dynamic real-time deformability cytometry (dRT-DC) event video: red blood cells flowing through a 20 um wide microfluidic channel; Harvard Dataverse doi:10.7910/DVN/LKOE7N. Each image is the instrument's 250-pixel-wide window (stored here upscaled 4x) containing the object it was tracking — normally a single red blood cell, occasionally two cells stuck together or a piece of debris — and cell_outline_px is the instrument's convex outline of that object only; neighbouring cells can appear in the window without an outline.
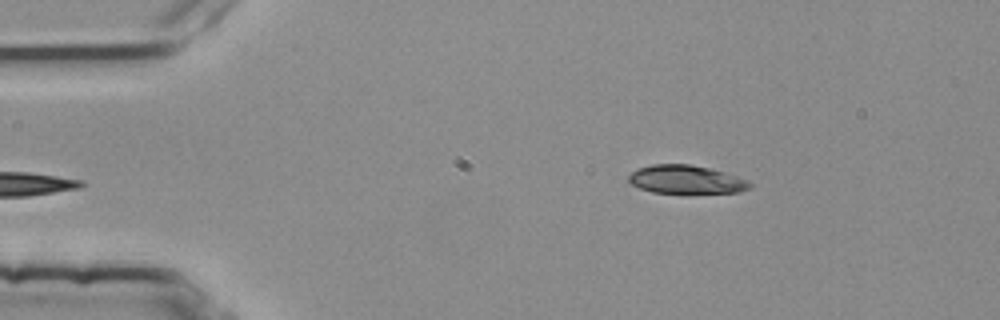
{"species": "common noctule bat (a hibernating species)", "species_latin": "Nyctalus noctula", "temperature_condition": "room temperature", "stored_images_in_passage": 4, "camera_frame_rate_fps": 3000, "um_per_image_px": 0.085, "animal": {"sex": "female", "body_mass_g": 25.1}, "frame": {"image": 1, "passage_image": 4, "time_ms": 1.0, "image_size_px": [1000, 320], "cell_outline_px": [[752, 188], [740, 192], [652, 192], [640, 188], [632, 184], [628, 180], [628, 176], [632, 172], [640, 168], [652, 164], [688, 164], [708, 168], [736, 176], [748, 180], [752, 184]], "centroid_in_image_um": [58.33, 15.25], "position_along_channel_um": 26.7, "area_um2": 19.65}}